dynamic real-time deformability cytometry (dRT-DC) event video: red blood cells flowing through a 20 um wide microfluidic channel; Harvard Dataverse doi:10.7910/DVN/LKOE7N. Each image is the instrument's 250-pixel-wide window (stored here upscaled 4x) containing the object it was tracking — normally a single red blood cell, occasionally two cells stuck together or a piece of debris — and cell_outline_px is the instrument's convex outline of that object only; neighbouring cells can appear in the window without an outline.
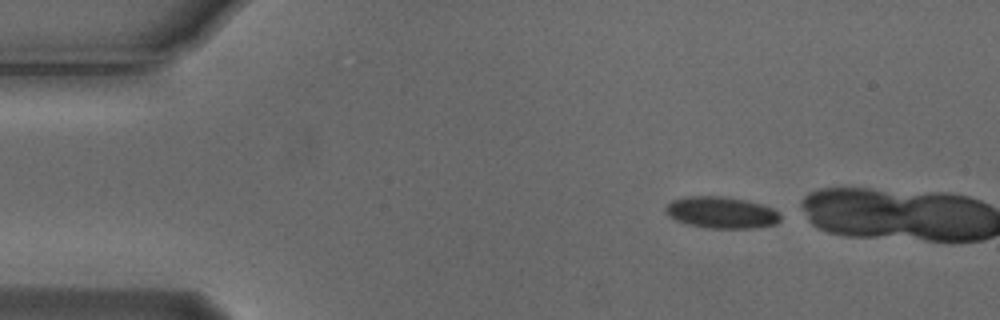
{"species": "Egyptian fruit bat (a non-hibernating species)", "species_latin": "Rousettus aegyptiacus", "temperature_condition": "cold", "stored_images_in_passage": 7, "camera_frame_rate_fps": 3000, "um_per_image_px": 0.085, "animal": {"sex": "male"}, "frame": {"image": 1, "passage_image": 1, "time_ms": 0.0, "image_size_px": [1000, 320], "cell_outline_px": [[780, 220], [776, 224], [752, 228], [708, 228], [688, 224], [676, 220], [668, 216], [664, 212], [664, 208], [672, 200], [684, 196], [724, 196], [748, 200], [772, 208], [780, 216]], "centroid_in_image_um": [61.28, 18.05], "position_along_channel_um": 23.7, "area_um2": 21.21}}